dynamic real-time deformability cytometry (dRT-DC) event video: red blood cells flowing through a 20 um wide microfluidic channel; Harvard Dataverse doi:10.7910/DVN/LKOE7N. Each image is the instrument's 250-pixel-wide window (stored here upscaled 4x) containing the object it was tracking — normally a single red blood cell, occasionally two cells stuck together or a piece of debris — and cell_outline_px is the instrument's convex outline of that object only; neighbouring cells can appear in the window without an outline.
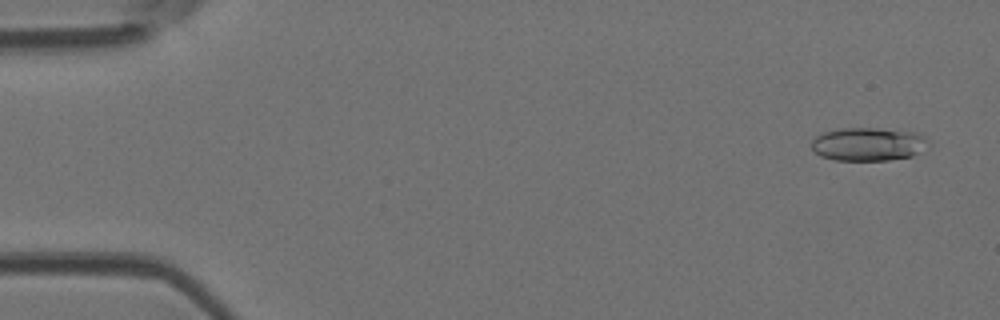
{"species": "Egyptian fruit bat (a non-hibernating species)", "species_latin": "Rousettus aegyptiacus", "temperature_condition": "room temperature", "stored_images_in_passage": 6, "camera_frame_rate_fps": 3000, "um_per_image_px": 0.085, "animal": {"sex": "female"}, "frame": {"image": 1, "passage_image": 1, "time_ms": 0.0, "image_size_px": [1000, 320], "cell_outline_px": [[932, 144], [912, 156], [888, 160], [836, 160], [820, 156], [812, 148], [812, 140], [816, 136], [824, 132], [840, 128], [876, 128], [912, 132], [924, 136]], "centroid_in_image_um": [73.81, 12.25], "position_along_channel_um": 11.2, "area_um2": 22.66}}
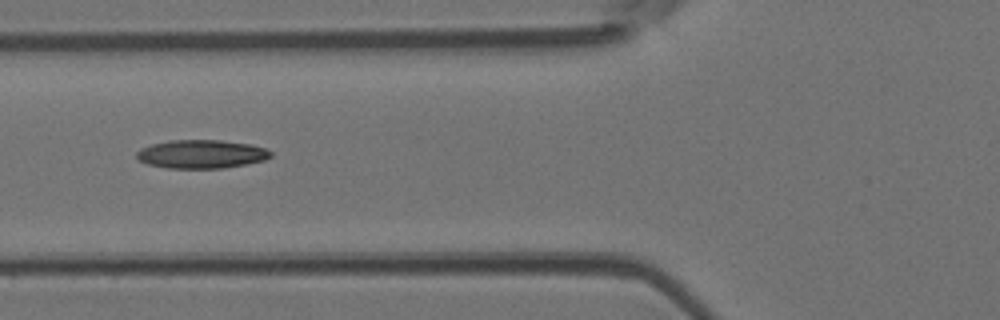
{"frame": {"image": 2, "passage_image": 5, "time_ms": 1.333, "image_size_px": [1000, 320], "cell_outline_px": [[272, 156], [264, 160], [224, 168], [168, 168], [148, 164], [140, 160], [136, 156], [136, 152], [140, 148], [152, 144], [172, 140], [220, 140], [252, 144], [264, 148], [272, 152]], "centroid_in_image_um": [17.12, 13.09], "position_along_channel_um": 108.7, "area_um2": 22.2}}
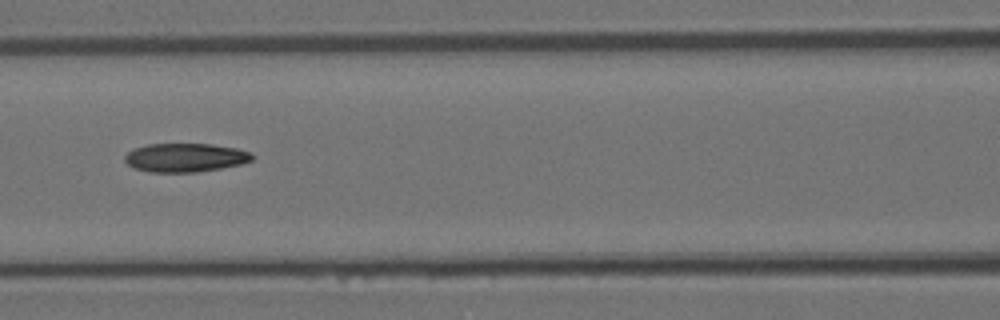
{"frame": {"image": 3, "passage_image": 6, "time_ms": 1.667, "image_size_px": [1000, 320], "cell_outline_px": [[252, 160], [240, 164], [220, 168], [196, 172], [148, 172], [132, 168], [124, 160], [124, 156], [128, 152], [136, 148], [148, 144], [212, 144], [236, 148], [252, 152]], "centroid_in_image_um": [15.72, 13.4], "position_along_channel_um": 150.9, "area_um2": 21.27}}